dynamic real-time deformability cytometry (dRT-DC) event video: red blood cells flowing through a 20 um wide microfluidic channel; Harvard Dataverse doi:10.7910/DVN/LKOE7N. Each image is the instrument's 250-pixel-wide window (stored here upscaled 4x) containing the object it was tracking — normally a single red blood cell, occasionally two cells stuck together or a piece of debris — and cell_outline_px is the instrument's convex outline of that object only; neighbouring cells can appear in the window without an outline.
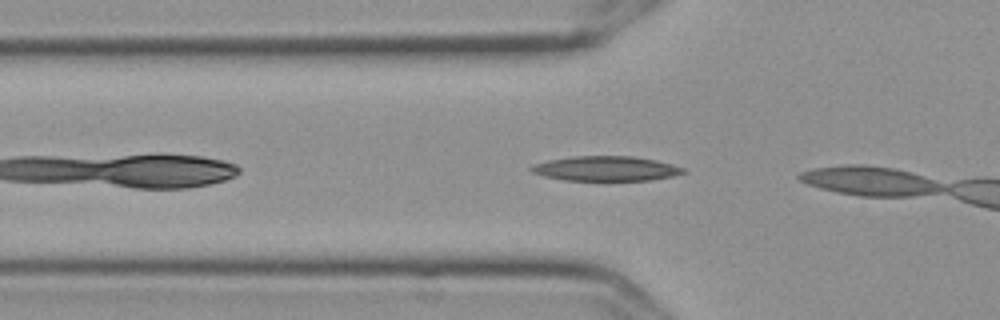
{"species": "Egyptian fruit bat (a non-hibernating species)", "species_latin": "Rousettus aegyptiacus", "temperature_condition": "cold", "stored_images_in_passage": 3, "camera_frame_rate_fps": 3000, "um_per_image_px": 0.085, "frame": {"image": 1, "passage_image": 2, "time_ms": 0.333, "image_size_px": [1000, 320], "cell_outline_px": [[688, 172], [672, 176], [652, 180], [564, 180], [544, 176], [532, 172], [528, 168], [532, 164], [548, 160], [576, 156], [632, 156], [656, 160], [684, 168]], "centroid_in_image_um": [51.49, 14.33], "position_along_channel_um": 74.3, "area_um2": 21.91}}